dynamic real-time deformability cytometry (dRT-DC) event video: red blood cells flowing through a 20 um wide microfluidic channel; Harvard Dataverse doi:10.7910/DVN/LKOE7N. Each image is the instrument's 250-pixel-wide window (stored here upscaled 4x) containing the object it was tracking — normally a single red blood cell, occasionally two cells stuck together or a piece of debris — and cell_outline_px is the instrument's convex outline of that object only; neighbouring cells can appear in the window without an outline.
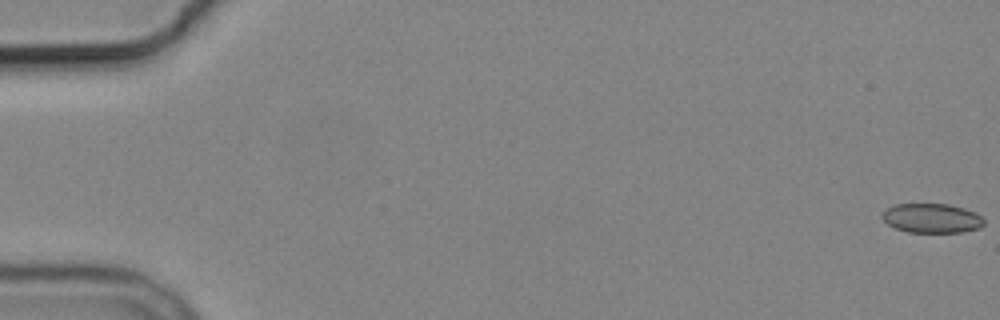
{"species": "common noctule bat (a hibernating species)", "species_latin": "Nyctalus noctula", "temperature_condition": "cold", "stored_images_in_passage": 5, "camera_frame_rate_fps": 3000, "um_per_image_px": 0.085, "animal": {"sex": "male", "body_mass_g": 19.2, "forearm_length_mm": 51.8}, "frame": {"image": 1, "passage_image": 1, "time_ms": 0.0, "image_size_px": [1000, 320], "cell_outline_px": [[984, 224], [980, 228], [960, 232], [908, 232], [896, 228], [888, 224], [880, 216], [888, 208], [896, 204], [948, 204], [964, 208], [980, 216], [984, 220]], "centroid_in_image_um": [79.2, 18.55], "position_along_channel_um": 5.8, "area_um2": 17.22}}
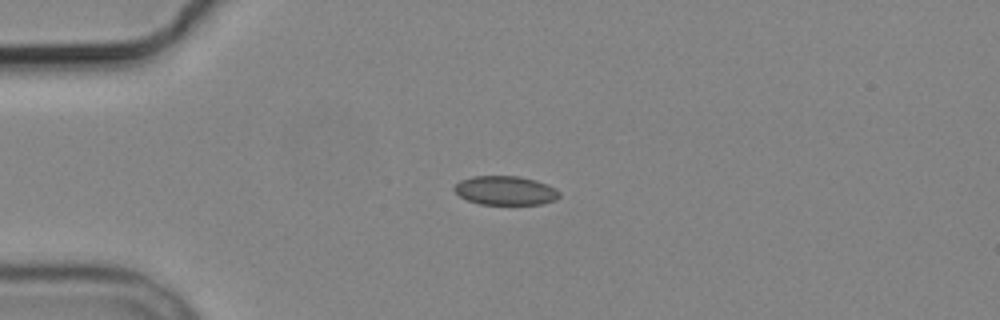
{"frame": {"image": 2, "passage_image": 5, "time_ms": 4.667, "image_size_px": [1000, 320], "cell_outline_px": [[560, 196], [556, 200], [540, 204], [480, 204], [468, 200], [460, 196], [452, 188], [460, 180], [472, 176], [520, 176], [536, 180], [548, 184], [556, 188], [560, 192]], "centroid_in_image_um": [42.98, 16.18], "position_along_channel_um": 42.0, "area_um2": 17.86}}